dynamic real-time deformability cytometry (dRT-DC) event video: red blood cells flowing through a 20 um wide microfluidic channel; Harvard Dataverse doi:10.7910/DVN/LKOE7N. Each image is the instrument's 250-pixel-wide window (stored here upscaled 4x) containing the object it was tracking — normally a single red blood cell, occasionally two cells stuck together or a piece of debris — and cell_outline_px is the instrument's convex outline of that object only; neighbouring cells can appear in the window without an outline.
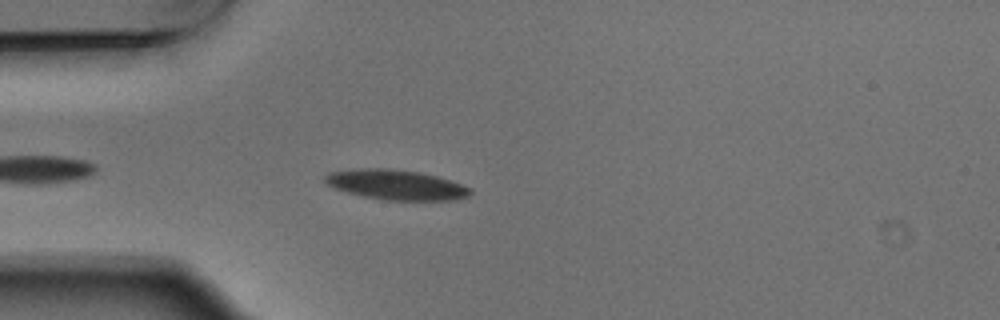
{"species": "Egyptian fruit bat (a non-hibernating species)", "species_latin": "Rousettus aegyptiacus", "temperature_condition": "warm", "stored_images_in_passage": 4, "camera_frame_rate_fps": 3000, "um_per_image_px": 0.085, "animal": {"sex": "male"}, "frame": {"image": 1, "passage_image": 4, "time_ms": 1.0, "image_size_px": [1000, 320], "cell_outline_px": [[472, 192], [468, 196], [456, 200], [384, 200], [364, 196], [348, 192], [336, 188], [328, 184], [324, 180], [324, 176], [328, 172], [356, 168], [388, 168], [420, 172], [436, 176], [472, 188]], "centroid_in_image_um": [33.66, 15.7], "position_along_channel_um": 51.3, "area_um2": 25.32}}